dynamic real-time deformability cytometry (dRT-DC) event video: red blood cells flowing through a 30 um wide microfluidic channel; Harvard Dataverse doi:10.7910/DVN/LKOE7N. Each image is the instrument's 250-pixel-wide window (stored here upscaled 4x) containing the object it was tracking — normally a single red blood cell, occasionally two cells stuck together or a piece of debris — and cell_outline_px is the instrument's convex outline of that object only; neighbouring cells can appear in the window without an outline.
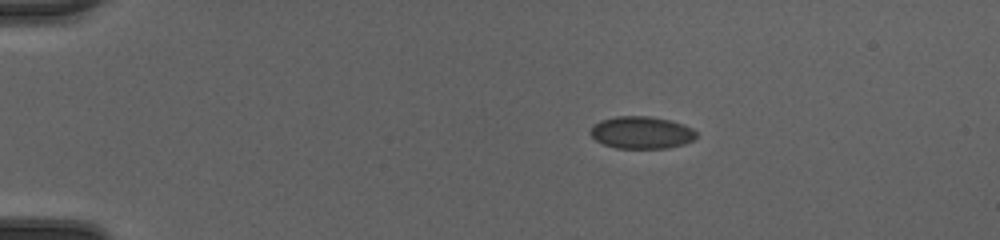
{"species": "common noctule bat (a hibernating species)", "species_latin": "Nyctalus noctula", "temperature_condition": "cold", "stored_images_in_passage": 54, "camera_frame_rate_fps": 3000, "um_per_image_px": 0.085, "animal": {"sex": "female", "body_mass_g": 20.0, "forearm_length_mm": 54.0}, "frame": {"image": 1, "passage_image": 11, "time_ms": 3.333, "image_size_px": [1000, 240], "cell_outline_px": [[696, 136], [692, 140], [684, 144], [664, 148], [616, 148], [604, 144], [596, 140], [592, 136], [592, 128], [596, 124], [604, 120], [620, 116], [644, 116], [668, 120], [692, 128], [696, 132]], "centroid_in_image_um": [54.55, 11.28], "position_along_channel_um": 30.5, "area_um2": 19.31}}
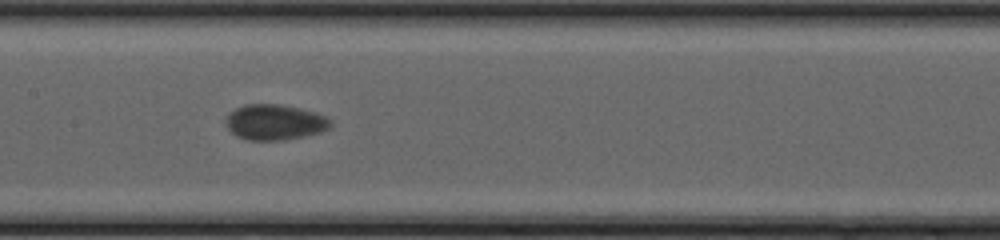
{"frame": {"image": 2, "passage_image": 29, "time_ms": 9.333, "image_size_px": [1000, 240], "cell_outline_px": [[332, 124], [328, 128], [320, 132], [284, 140], [248, 140], [232, 132], [228, 128], [228, 116], [236, 108], [244, 104], [280, 104], [300, 108], [324, 116], [332, 120]], "centroid_in_image_um": [23.39, 10.38], "position_along_channel_um": 184.0, "area_um2": 21.21}}
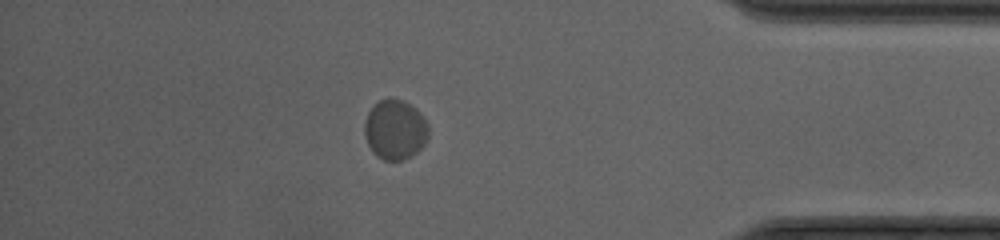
{"frame": {"image": 3, "passage_image": 48, "time_ms": 15.667, "image_size_px": [1000, 240], "cell_outline_px": [[428, 136], [424, 144], [412, 156], [400, 160], [384, 160], [376, 156], [372, 152], [368, 144], [364, 132], [364, 124], [368, 112], [380, 100], [400, 100], [416, 108], [424, 120], [428, 128]], "centroid_in_image_um": [33.56, 11.06], "position_along_channel_um": 401.6, "area_um2": 21.85}, "authors_computed_cell_mechanics": {"area_um2": 20.6635, "velocity_mm_per_s": 3.916, "shape_relaxation_time_tau1_ms": 3.8683, "shape_relaxation_time_tau2_ms": 0.7448, "deformation_change_tau1": 0.073, "deformation_change_tau2": 0.0353}}